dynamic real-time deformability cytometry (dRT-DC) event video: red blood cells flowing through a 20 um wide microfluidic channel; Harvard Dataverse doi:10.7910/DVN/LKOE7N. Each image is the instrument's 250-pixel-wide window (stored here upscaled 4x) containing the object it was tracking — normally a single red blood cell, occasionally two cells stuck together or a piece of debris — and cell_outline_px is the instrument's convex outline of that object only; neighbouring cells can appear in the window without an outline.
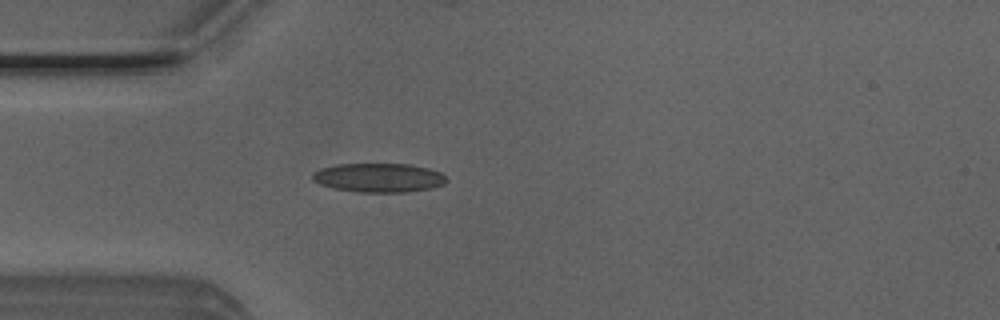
{"species": "Egyptian fruit bat (a non-hibernating species)", "species_latin": "Rousettus aegyptiacus", "temperature_condition": "room temperature", "stored_images_in_passage": 37, "camera_frame_rate_fps": 3000, "um_per_image_px": 0.085, "animal": {"sex": "male"}, "frame": {"image": 1, "passage_image": 1, "time_ms": 0.0, "image_size_px": [1000, 320], "cell_outline_px": [[448, 180], [444, 184], [432, 188], [408, 192], [356, 192], [332, 188], [320, 184], [312, 180], [312, 172], [320, 168], [336, 164], [408, 164], [428, 168], [440, 172]], "centroid_in_image_um": [32.17, 15.11], "position_along_channel_um": 52.8, "area_um2": 22.83}}
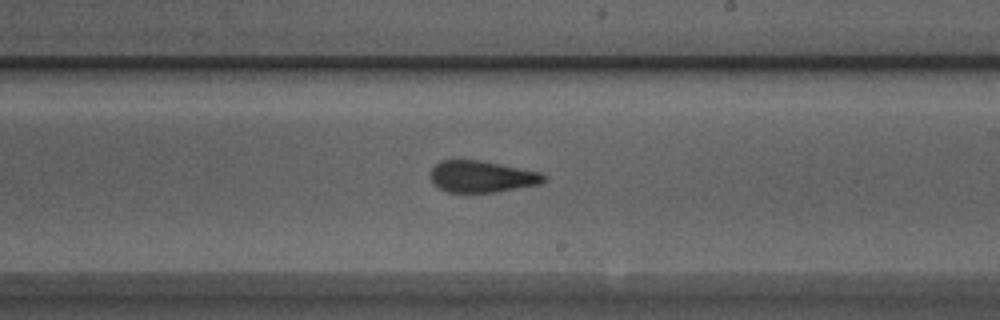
{"frame": {"image": 2, "passage_image": 16, "time_ms": 5.0, "image_size_px": [1000, 320], "cell_outline_px": [[544, 180], [540, 184], [496, 192], [448, 192], [432, 184], [428, 172], [440, 160], [480, 160], [540, 172], [544, 176]], "centroid_in_image_um": [40.89, 15.01], "position_along_channel_um": 248.1, "area_um2": 20.87}}
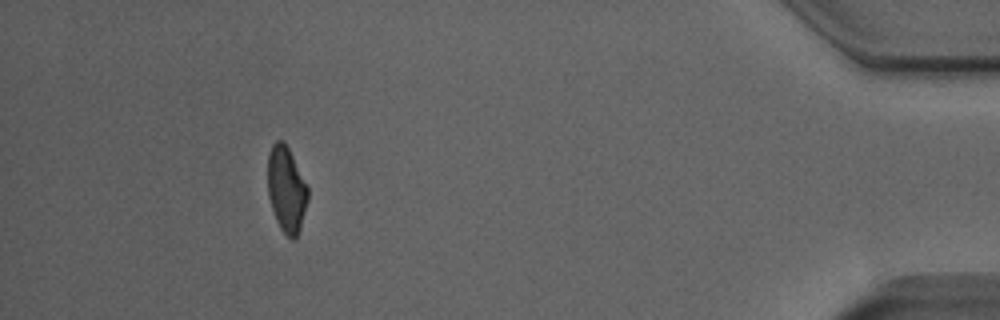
{"frame": {"image": 3, "passage_image": 33, "time_ms": 10.667, "image_size_px": [1000, 320], "cell_outline_px": [[308, 200], [300, 228], [296, 236], [292, 240], [280, 228], [276, 220], [268, 196], [268, 152], [272, 144], [276, 140], [280, 140], [288, 148], [308, 188]], "centroid_in_image_um": [24.33, 16.1], "position_along_channel_um": 410.9, "area_um2": 19.71}, "authors_computed_cell_mechanics": {"area_um2": 21.2126, "velocity_mm_per_s": 4.0394, "shape_relaxation_time_tau1_ms": null, "shape_relaxation_time_tau2_ms": 1.824, "deformation_change_tau1": null, "deformation_change_tau2": 0.1027}}